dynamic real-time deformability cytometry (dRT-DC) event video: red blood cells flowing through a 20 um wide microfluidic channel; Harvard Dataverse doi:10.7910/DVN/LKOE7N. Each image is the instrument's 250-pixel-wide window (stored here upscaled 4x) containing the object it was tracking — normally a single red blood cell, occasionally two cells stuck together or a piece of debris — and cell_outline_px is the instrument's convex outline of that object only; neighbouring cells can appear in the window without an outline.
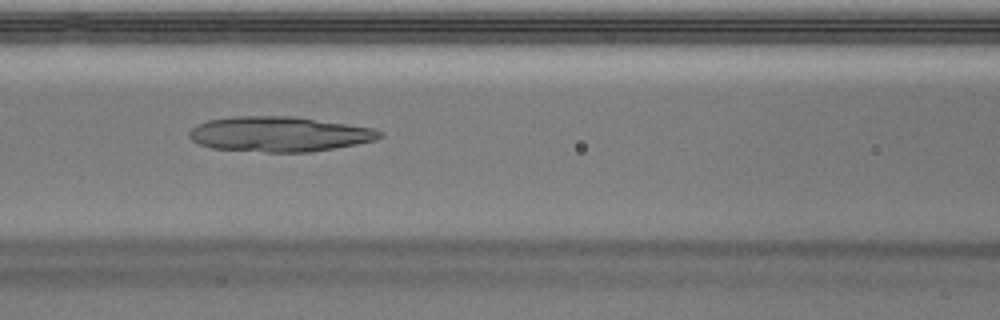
{"species": "Egyptian fruit bat (a non-hibernating species)", "species_latin": "Rousettus aegyptiacus", "temperature_condition": "warm", "stored_images_in_passage": 35, "camera_frame_rate_fps": 3000, "um_per_image_px": 0.085, "animal": {"sex": "male"}, "frame": {"image": 1, "passage_image": 7, "time_ms": 2.0, "image_size_px": [1000, 320], "cell_outline_px": [[384, 136], [376, 140], [356, 144], [308, 152], [268, 152], [212, 148], [200, 144], [192, 140], [188, 136], [188, 132], [196, 124], [208, 120], [236, 116], [292, 116], [372, 128], [380, 132]], "centroid_in_image_um": [23.69, 11.4], "position_along_channel_um": 142.9, "area_um2": 38.61}}
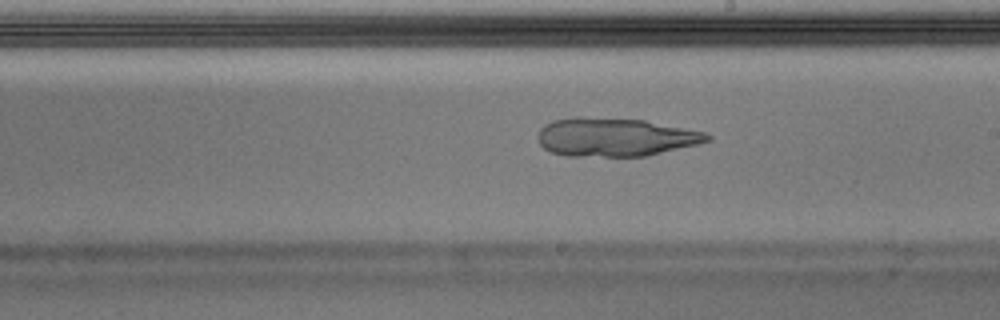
{"frame": {"image": 2, "passage_image": 14, "time_ms": 4.333, "image_size_px": [1000, 320], "cell_outline_px": [[712, 140], [696, 144], [644, 156], [568, 156], [552, 152], [544, 148], [540, 144], [536, 136], [540, 128], [544, 124], [552, 120], [572, 116], [576, 116], [644, 120], [708, 132], [712, 136]], "centroid_in_image_um": [52.26, 11.64], "position_along_channel_um": 236.7, "area_um2": 38.15}}
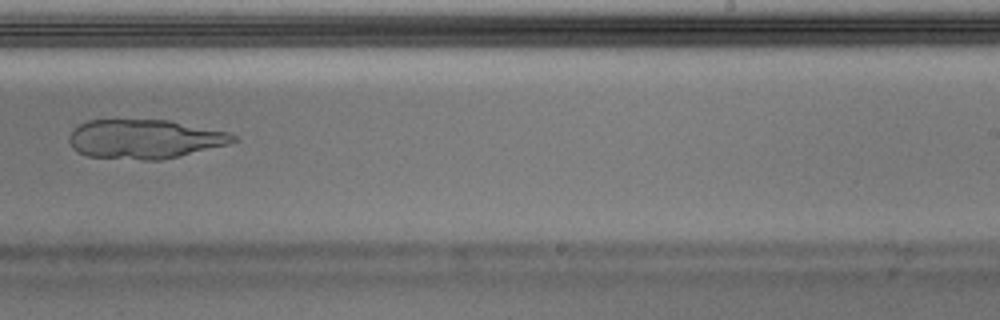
{"frame": {"image": 3, "passage_image": 17, "time_ms": 5.333, "image_size_px": [1000, 320], "cell_outline_px": [[240, 140], [228, 144], [180, 156], [160, 160], [144, 160], [88, 156], [76, 152], [72, 148], [68, 140], [68, 136], [80, 124], [88, 120], [168, 120], [228, 132], [236, 136]], "centroid_in_image_um": [12.29, 11.82], "position_along_channel_um": 276.7, "area_um2": 37.4}}